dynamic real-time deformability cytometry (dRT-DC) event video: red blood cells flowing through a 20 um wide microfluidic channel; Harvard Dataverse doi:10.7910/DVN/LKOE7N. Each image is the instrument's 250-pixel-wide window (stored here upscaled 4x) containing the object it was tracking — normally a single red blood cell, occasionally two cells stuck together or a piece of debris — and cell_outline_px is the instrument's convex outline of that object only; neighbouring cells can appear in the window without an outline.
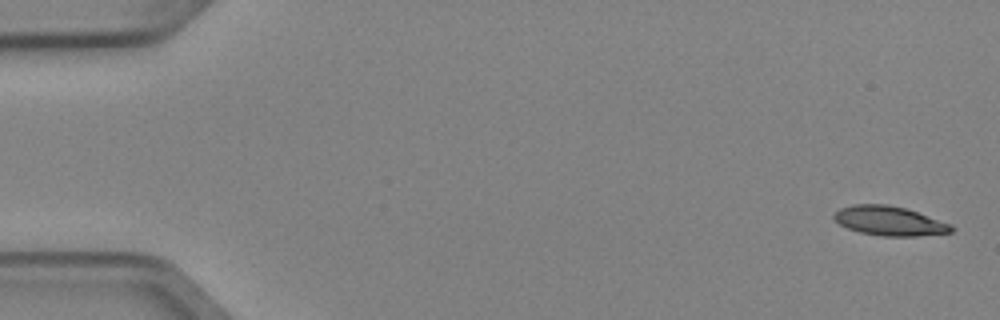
{"species": "Egyptian fruit bat (a non-hibernating species)", "species_latin": "Rousettus aegyptiacus", "temperature_condition": "cold", "stored_images_in_passage": 4, "camera_frame_rate_fps": 3000, "um_per_image_px": 0.085, "animal": {"sex": "female"}, "frame": {"image": 1, "passage_image": 1, "time_ms": 0.0, "image_size_px": [1000, 320], "cell_outline_px": [[956, 228], [952, 232], [916, 236], [884, 236], [860, 232], [848, 228], [840, 224], [832, 216], [840, 208], [852, 204], [888, 204], [904, 208], [952, 224]], "centroid_in_image_um": [75.61, 18.77], "position_along_channel_um": 9.4, "area_um2": 19.94}}
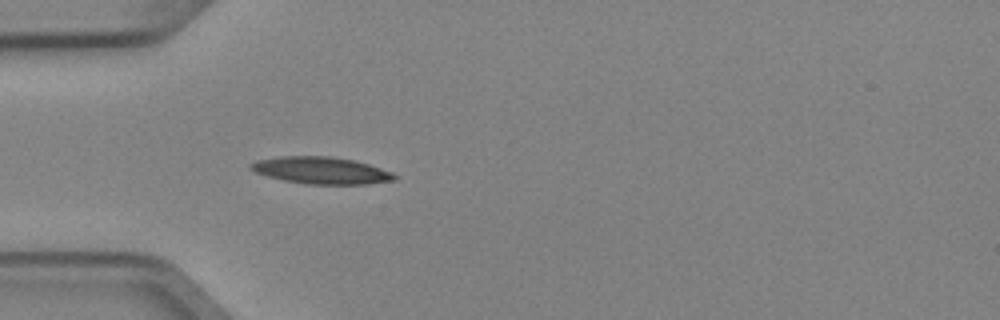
{"frame": {"image": 2, "passage_image": 4, "time_ms": 1.0, "image_size_px": [1000, 320], "cell_outline_px": [[400, 176], [396, 180], [368, 184], [308, 184], [284, 180], [268, 176], [256, 172], [248, 168], [248, 164], [256, 160], [280, 156], [328, 156], [352, 160], [368, 164], [392, 172]], "centroid_in_image_um": [27.31, 14.48], "position_along_channel_um": 57.7, "area_um2": 22.6}}